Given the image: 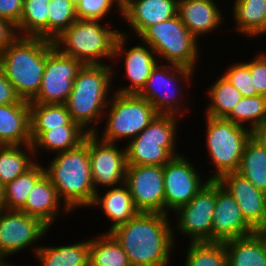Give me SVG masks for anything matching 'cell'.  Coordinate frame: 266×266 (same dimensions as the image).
I'll list each match as a JSON object with an SVG mask.
<instances>
[{"mask_svg":"<svg viewBox=\"0 0 266 266\" xmlns=\"http://www.w3.org/2000/svg\"><path fill=\"white\" fill-rule=\"evenodd\" d=\"M182 118L158 114L135 138L125 145L127 165L164 166L179 152L177 134Z\"/></svg>","mask_w":266,"mask_h":266,"instance_id":"52a82bcc","label":"cell"},{"mask_svg":"<svg viewBox=\"0 0 266 266\" xmlns=\"http://www.w3.org/2000/svg\"><path fill=\"white\" fill-rule=\"evenodd\" d=\"M204 118L207 159L214 165L211 175L207 177L210 180H219L226 173L238 171L244 146L252 132L225 118L207 115Z\"/></svg>","mask_w":266,"mask_h":266,"instance_id":"30bf717a","label":"cell"},{"mask_svg":"<svg viewBox=\"0 0 266 266\" xmlns=\"http://www.w3.org/2000/svg\"><path fill=\"white\" fill-rule=\"evenodd\" d=\"M190 161L182 153L163 166L165 214L171 215V212L189 203L210 180L208 177L203 178L202 172L194 166L195 162Z\"/></svg>","mask_w":266,"mask_h":266,"instance_id":"9a60e30c","label":"cell"},{"mask_svg":"<svg viewBox=\"0 0 266 266\" xmlns=\"http://www.w3.org/2000/svg\"><path fill=\"white\" fill-rule=\"evenodd\" d=\"M256 232L258 233V235L262 238L265 247H266V223L264 225H262L261 227H259Z\"/></svg>","mask_w":266,"mask_h":266,"instance_id":"7dc6e473","label":"cell"},{"mask_svg":"<svg viewBox=\"0 0 266 266\" xmlns=\"http://www.w3.org/2000/svg\"><path fill=\"white\" fill-rule=\"evenodd\" d=\"M228 65L221 75L242 94V97L259 95L253 86L250 68L245 60Z\"/></svg>","mask_w":266,"mask_h":266,"instance_id":"ab89813d","label":"cell"},{"mask_svg":"<svg viewBox=\"0 0 266 266\" xmlns=\"http://www.w3.org/2000/svg\"><path fill=\"white\" fill-rule=\"evenodd\" d=\"M44 165L59 199L73 213L89 208L95 196L89 157V133L77 147L59 152ZM78 209V210H77Z\"/></svg>","mask_w":266,"mask_h":266,"instance_id":"7a4b0ae2","label":"cell"},{"mask_svg":"<svg viewBox=\"0 0 266 266\" xmlns=\"http://www.w3.org/2000/svg\"><path fill=\"white\" fill-rule=\"evenodd\" d=\"M173 220L169 214L138 212L110 233L127 254L131 266H170L177 247Z\"/></svg>","mask_w":266,"mask_h":266,"instance_id":"6da1fadb","label":"cell"},{"mask_svg":"<svg viewBox=\"0 0 266 266\" xmlns=\"http://www.w3.org/2000/svg\"><path fill=\"white\" fill-rule=\"evenodd\" d=\"M218 181L233 196L245 220L255 230L266 223L265 192L237 172L226 173Z\"/></svg>","mask_w":266,"mask_h":266,"instance_id":"ffe728a7","label":"cell"},{"mask_svg":"<svg viewBox=\"0 0 266 266\" xmlns=\"http://www.w3.org/2000/svg\"><path fill=\"white\" fill-rule=\"evenodd\" d=\"M40 266H89V238L60 245H41L35 252Z\"/></svg>","mask_w":266,"mask_h":266,"instance_id":"484cf974","label":"cell"},{"mask_svg":"<svg viewBox=\"0 0 266 266\" xmlns=\"http://www.w3.org/2000/svg\"><path fill=\"white\" fill-rule=\"evenodd\" d=\"M237 173L266 193V148L253 134L246 141Z\"/></svg>","mask_w":266,"mask_h":266,"instance_id":"4dcf8cb0","label":"cell"},{"mask_svg":"<svg viewBox=\"0 0 266 266\" xmlns=\"http://www.w3.org/2000/svg\"><path fill=\"white\" fill-rule=\"evenodd\" d=\"M217 0H178L177 15L198 40L206 38L224 24V14Z\"/></svg>","mask_w":266,"mask_h":266,"instance_id":"44dd1931","label":"cell"},{"mask_svg":"<svg viewBox=\"0 0 266 266\" xmlns=\"http://www.w3.org/2000/svg\"><path fill=\"white\" fill-rule=\"evenodd\" d=\"M22 99L17 95L14 87L5 77L0 66V105L20 103Z\"/></svg>","mask_w":266,"mask_h":266,"instance_id":"7bdbcfd3","label":"cell"},{"mask_svg":"<svg viewBox=\"0 0 266 266\" xmlns=\"http://www.w3.org/2000/svg\"><path fill=\"white\" fill-rule=\"evenodd\" d=\"M77 20L71 0H51L48 4V40L54 41Z\"/></svg>","mask_w":266,"mask_h":266,"instance_id":"74e56055","label":"cell"},{"mask_svg":"<svg viewBox=\"0 0 266 266\" xmlns=\"http://www.w3.org/2000/svg\"><path fill=\"white\" fill-rule=\"evenodd\" d=\"M163 166L127 165L125 184L139 212L165 214Z\"/></svg>","mask_w":266,"mask_h":266,"instance_id":"e0dca14e","label":"cell"},{"mask_svg":"<svg viewBox=\"0 0 266 266\" xmlns=\"http://www.w3.org/2000/svg\"><path fill=\"white\" fill-rule=\"evenodd\" d=\"M102 233L89 238V266H131L127 254L113 235Z\"/></svg>","mask_w":266,"mask_h":266,"instance_id":"d6a6232c","label":"cell"},{"mask_svg":"<svg viewBox=\"0 0 266 266\" xmlns=\"http://www.w3.org/2000/svg\"><path fill=\"white\" fill-rule=\"evenodd\" d=\"M83 65L81 61L62 54L52 41L47 40V57L41 86L29 103L64 104Z\"/></svg>","mask_w":266,"mask_h":266,"instance_id":"7c38bea8","label":"cell"},{"mask_svg":"<svg viewBox=\"0 0 266 266\" xmlns=\"http://www.w3.org/2000/svg\"><path fill=\"white\" fill-rule=\"evenodd\" d=\"M87 135L88 132L80 125H64L60 128L44 131L32 143L35 157L39 160L38 154L40 151L42 153L46 151L50 155L51 153L56 154L75 148L85 140Z\"/></svg>","mask_w":266,"mask_h":266,"instance_id":"83f0119b","label":"cell"},{"mask_svg":"<svg viewBox=\"0 0 266 266\" xmlns=\"http://www.w3.org/2000/svg\"><path fill=\"white\" fill-rule=\"evenodd\" d=\"M24 0H0V18L9 20L16 26L23 12Z\"/></svg>","mask_w":266,"mask_h":266,"instance_id":"b9f144b4","label":"cell"},{"mask_svg":"<svg viewBox=\"0 0 266 266\" xmlns=\"http://www.w3.org/2000/svg\"><path fill=\"white\" fill-rule=\"evenodd\" d=\"M45 174L44 165L37 161L30 169L3 186L7 210H20L35 183Z\"/></svg>","mask_w":266,"mask_h":266,"instance_id":"e575fe53","label":"cell"},{"mask_svg":"<svg viewBox=\"0 0 266 266\" xmlns=\"http://www.w3.org/2000/svg\"><path fill=\"white\" fill-rule=\"evenodd\" d=\"M17 36L15 26L9 20L0 18V52Z\"/></svg>","mask_w":266,"mask_h":266,"instance_id":"ee69618b","label":"cell"},{"mask_svg":"<svg viewBox=\"0 0 266 266\" xmlns=\"http://www.w3.org/2000/svg\"><path fill=\"white\" fill-rule=\"evenodd\" d=\"M245 62L249 65L253 86L257 93L266 96V50L258 51Z\"/></svg>","mask_w":266,"mask_h":266,"instance_id":"60d3db41","label":"cell"},{"mask_svg":"<svg viewBox=\"0 0 266 266\" xmlns=\"http://www.w3.org/2000/svg\"><path fill=\"white\" fill-rule=\"evenodd\" d=\"M120 34L121 30L113 23L77 19L53 43L62 54L83 64L111 65Z\"/></svg>","mask_w":266,"mask_h":266,"instance_id":"5b68a950","label":"cell"},{"mask_svg":"<svg viewBox=\"0 0 266 266\" xmlns=\"http://www.w3.org/2000/svg\"><path fill=\"white\" fill-rule=\"evenodd\" d=\"M131 0H116V2L123 8L126 6Z\"/></svg>","mask_w":266,"mask_h":266,"instance_id":"c3c4849f","label":"cell"},{"mask_svg":"<svg viewBox=\"0 0 266 266\" xmlns=\"http://www.w3.org/2000/svg\"><path fill=\"white\" fill-rule=\"evenodd\" d=\"M184 266H229L223 242H188Z\"/></svg>","mask_w":266,"mask_h":266,"instance_id":"8d00e7d4","label":"cell"},{"mask_svg":"<svg viewBox=\"0 0 266 266\" xmlns=\"http://www.w3.org/2000/svg\"><path fill=\"white\" fill-rule=\"evenodd\" d=\"M20 211L42 220L50 228L61 216L73 214L59 199L56 188L45 174L35 183Z\"/></svg>","mask_w":266,"mask_h":266,"instance_id":"7402d4cb","label":"cell"},{"mask_svg":"<svg viewBox=\"0 0 266 266\" xmlns=\"http://www.w3.org/2000/svg\"><path fill=\"white\" fill-rule=\"evenodd\" d=\"M266 148V123L263 126H260L252 133Z\"/></svg>","mask_w":266,"mask_h":266,"instance_id":"f6af8a7d","label":"cell"},{"mask_svg":"<svg viewBox=\"0 0 266 266\" xmlns=\"http://www.w3.org/2000/svg\"><path fill=\"white\" fill-rule=\"evenodd\" d=\"M9 264V262H7L3 257L0 256V266H8Z\"/></svg>","mask_w":266,"mask_h":266,"instance_id":"681fc988","label":"cell"},{"mask_svg":"<svg viewBox=\"0 0 266 266\" xmlns=\"http://www.w3.org/2000/svg\"><path fill=\"white\" fill-rule=\"evenodd\" d=\"M232 30L248 38L266 35V0H233Z\"/></svg>","mask_w":266,"mask_h":266,"instance_id":"d4e9b609","label":"cell"},{"mask_svg":"<svg viewBox=\"0 0 266 266\" xmlns=\"http://www.w3.org/2000/svg\"><path fill=\"white\" fill-rule=\"evenodd\" d=\"M254 232L256 230L245 220L233 196L216 180L212 242H225Z\"/></svg>","mask_w":266,"mask_h":266,"instance_id":"ac0fdd59","label":"cell"},{"mask_svg":"<svg viewBox=\"0 0 266 266\" xmlns=\"http://www.w3.org/2000/svg\"><path fill=\"white\" fill-rule=\"evenodd\" d=\"M129 38L131 37L123 33L118 36L111 63L114 78L117 75V73H114L116 71L114 68V65H117L116 62L120 61L124 64L123 68L125 73L123 72V76H126V81L129 84L125 86V83H122L113 91L123 94H138L145 86L152 69L159 60L154 50L141 40H139L140 43L137 41V44L127 47V45L130 46L128 43L131 39Z\"/></svg>","mask_w":266,"mask_h":266,"instance_id":"5bb4252c","label":"cell"},{"mask_svg":"<svg viewBox=\"0 0 266 266\" xmlns=\"http://www.w3.org/2000/svg\"><path fill=\"white\" fill-rule=\"evenodd\" d=\"M75 7L77 19L112 23L114 20H110V17L118 13L117 15L121 16L119 18L122 20V8L116 0H80Z\"/></svg>","mask_w":266,"mask_h":266,"instance_id":"f35d334b","label":"cell"},{"mask_svg":"<svg viewBox=\"0 0 266 266\" xmlns=\"http://www.w3.org/2000/svg\"><path fill=\"white\" fill-rule=\"evenodd\" d=\"M194 74L197 73L193 69L158 62L138 95L146 99L158 114L185 118L190 112L191 106L187 105L186 98L190 94L189 85L196 77Z\"/></svg>","mask_w":266,"mask_h":266,"instance_id":"8992f818","label":"cell"},{"mask_svg":"<svg viewBox=\"0 0 266 266\" xmlns=\"http://www.w3.org/2000/svg\"><path fill=\"white\" fill-rule=\"evenodd\" d=\"M6 210L5 202H4V189L3 185L0 183V213Z\"/></svg>","mask_w":266,"mask_h":266,"instance_id":"bcb514c9","label":"cell"},{"mask_svg":"<svg viewBox=\"0 0 266 266\" xmlns=\"http://www.w3.org/2000/svg\"><path fill=\"white\" fill-rule=\"evenodd\" d=\"M30 135L33 143L44 131L64 125H79L74 122L65 104L29 103Z\"/></svg>","mask_w":266,"mask_h":266,"instance_id":"f1b7e54d","label":"cell"},{"mask_svg":"<svg viewBox=\"0 0 266 266\" xmlns=\"http://www.w3.org/2000/svg\"><path fill=\"white\" fill-rule=\"evenodd\" d=\"M216 78L205 92L209 103L203 113L213 118H226L241 100L242 94L222 75Z\"/></svg>","mask_w":266,"mask_h":266,"instance_id":"1f68e13d","label":"cell"},{"mask_svg":"<svg viewBox=\"0 0 266 266\" xmlns=\"http://www.w3.org/2000/svg\"><path fill=\"white\" fill-rule=\"evenodd\" d=\"M225 119L253 133L266 123V96L242 97Z\"/></svg>","mask_w":266,"mask_h":266,"instance_id":"d590c367","label":"cell"},{"mask_svg":"<svg viewBox=\"0 0 266 266\" xmlns=\"http://www.w3.org/2000/svg\"><path fill=\"white\" fill-rule=\"evenodd\" d=\"M37 161L32 144L0 145V183L12 182Z\"/></svg>","mask_w":266,"mask_h":266,"instance_id":"f546056e","label":"cell"},{"mask_svg":"<svg viewBox=\"0 0 266 266\" xmlns=\"http://www.w3.org/2000/svg\"><path fill=\"white\" fill-rule=\"evenodd\" d=\"M40 1H45L46 4H49V2H50L51 0H40Z\"/></svg>","mask_w":266,"mask_h":266,"instance_id":"816d5d0a","label":"cell"},{"mask_svg":"<svg viewBox=\"0 0 266 266\" xmlns=\"http://www.w3.org/2000/svg\"><path fill=\"white\" fill-rule=\"evenodd\" d=\"M223 243L229 266H266V247L257 232Z\"/></svg>","mask_w":266,"mask_h":266,"instance_id":"4316f807","label":"cell"},{"mask_svg":"<svg viewBox=\"0 0 266 266\" xmlns=\"http://www.w3.org/2000/svg\"><path fill=\"white\" fill-rule=\"evenodd\" d=\"M95 193L94 200L89 208L99 209L110 223L109 229L104 233H110L116 227L127 223L139 211L135 208L128 186L124 183L116 187L104 188ZM110 220V221H109Z\"/></svg>","mask_w":266,"mask_h":266,"instance_id":"603a6c76","label":"cell"},{"mask_svg":"<svg viewBox=\"0 0 266 266\" xmlns=\"http://www.w3.org/2000/svg\"><path fill=\"white\" fill-rule=\"evenodd\" d=\"M32 144L29 102L0 105V145Z\"/></svg>","mask_w":266,"mask_h":266,"instance_id":"cb8c5ba5","label":"cell"},{"mask_svg":"<svg viewBox=\"0 0 266 266\" xmlns=\"http://www.w3.org/2000/svg\"><path fill=\"white\" fill-rule=\"evenodd\" d=\"M50 229L42 220L25 212L6 209L0 213V256L8 262L11 256L28 248L34 256Z\"/></svg>","mask_w":266,"mask_h":266,"instance_id":"4fadbf2b","label":"cell"},{"mask_svg":"<svg viewBox=\"0 0 266 266\" xmlns=\"http://www.w3.org/2000/svg\"><path fill=\"white\" fill-rule=\"evenodd\" d=\"M47 57V40L17 36L0 52V66L17 95L30 102L38 93Z\"/></svg>","mask_w":266,"mask_h":266,"instance_id":"277c9868","label":"cell"},{"mask_svg":"<svg viewBox=\"0 0 266 266\" xmlns=\"http://www.w3.org/2000/svg\"><path fill=\"white\" fill-rule=\"evenodd\" d=\"M72 1V3L76 6L79 2H80V0H71Z\"/></svg>","mask_w":266,"mask_h":266,"instance_id":"f907efd6","label":"cell"},{"mask_svg":"<svg viewBox=\"0 0 266 266\" xmlns=\"http://www.w3.org/2000/svg\"><path fill=\"white\" fill-rule=\"evenodd\" d=\"M215 203L216 180H209L189 203L171 213L175 217L172 222L176 227L172 228L175 243L178 233L185 239L188 237L189 242H212Z\"/></svg>","mask_w":266,"mask_h":266,"instance_id":"8fae6325","label":"cell"},{"mask_svg":"<svg viewBox=\"0 0 266 266\" xmlns=\"http://www.w3.org/2000/svg\"><path fill=\"white\" fill-rule=\"evenodd\" d=\"M157 115L155 108L138 94L114 92L101 122H105V126H101V131H95V135L107 142L129 141L140 134Z\"/></svg>","mask_w":266,"mask_h":266,"instance_id":"ba28073f","label":"cell"},{"mask_svg":"<svg viewBox=\"0 0 266 266\" xmlns=\"http://www.w3.org/2000/svg\"><path fill=\"white\" fill-rule=\"evenodd\" d=\"M113 80L111 65L84 64L73 81L72 91L64 104L72 120L88 133H95L100 127L114 93Z\"/></svg>","mask_w":266,"mask_h":266,"instance_id":"3957f363","label":"cell"},{"mask_svg":"<svg viewBox=\"0 0 266 266\" xmlns=\"http://www.w3.org/2000/svg\"><path fill=\"white\" fill-rule=\"evenodd\" d=\"M178 0H131L122 8V21L132 33L125 35L138 37L150 26L169 20L177 15ZM127 22V23H126Z\"/></svg>","mask_w":266,"mask_h":266,"instance_id":"d6986e66","label":"cell"},{"mask_svg":"<svg viewBox=\"0 0 266 266\" xmlns=\"http://www.w3.org/2000/svg\"><path fill=\"white\" fill-rule=\"evenodd\" d=\"M15 28L20 37L48 40V4L40 0H24L21 19Z\"/></svg>","mask_w":266,"mask_h":266,"instance_id":"836d02e7","label":"cell"},{"mask_svg":"<svg viewBox=\"0 0 266 266\" xmlns=\"http://www.w3.org/2000/svg\"><path fill=\"white\" fill-rule=\"evenodd\" d=\"M138 38L154 50L159 62L196 71L201 45L178 15L148 27Z\"/></svg>","mask_w":266,"mask_h":266,"instance_id":"9c48e42d","label":"cell"},{"mask_svg":"<svg viewBox=\"0 0 266 266\" xmlns=\"http://www.w3.org/2000/svg\"><path fill=\"white\" fill-rule=\"evenodd\" d=\"M119 144L104 141L95 133H89L91 175L96 192L100 188L103 190L125 183L126 149L125 146L120 148Z\"/></svg>","mask_w":266,"mask_h":266,"instance_id":"2e32d148","label":"cell"}]
</instances>
